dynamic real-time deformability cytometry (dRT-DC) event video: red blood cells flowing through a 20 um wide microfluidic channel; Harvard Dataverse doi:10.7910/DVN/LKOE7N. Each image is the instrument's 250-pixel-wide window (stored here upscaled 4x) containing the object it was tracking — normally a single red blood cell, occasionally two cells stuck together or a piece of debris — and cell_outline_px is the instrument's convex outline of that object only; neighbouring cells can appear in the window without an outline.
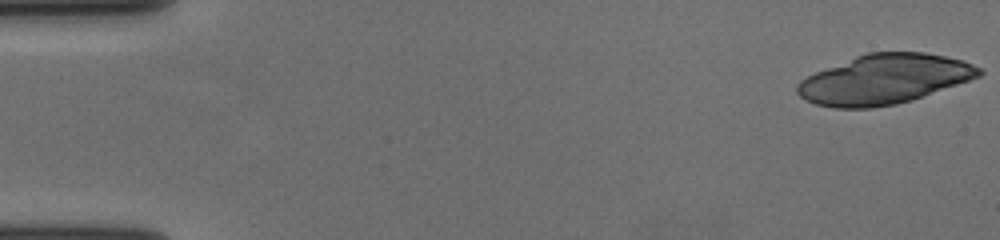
{"species": "human", "species_latin": "Homo sapiens", "temperature_condition": "cold", "stored_images_in_passage": 20, "camera_frame_rate_fps": 3000, "um_per_image_px": 0.085, "donor": {"sex": "female"}, "frame": {"image": 1, "passage_image": 1, "time_ms": 0.0, "image_size_px": [1000, 240], "cell_outline_px": [[984, 72], [980, 76], [912, 100], [896, 104], [872, 108], [832, 108], [816, 104], [800, 96], [796, 92], [796, 84], [800, 80], [816, 72], [856, 56], [868, 52], [924, 52], [944, 56], [960, 60], [972, 64], [980, 68]], "centroid_in_image_um": [75.14, 6.74], "position_along_channel_um": 9.9, "area_um2": 52.19}}